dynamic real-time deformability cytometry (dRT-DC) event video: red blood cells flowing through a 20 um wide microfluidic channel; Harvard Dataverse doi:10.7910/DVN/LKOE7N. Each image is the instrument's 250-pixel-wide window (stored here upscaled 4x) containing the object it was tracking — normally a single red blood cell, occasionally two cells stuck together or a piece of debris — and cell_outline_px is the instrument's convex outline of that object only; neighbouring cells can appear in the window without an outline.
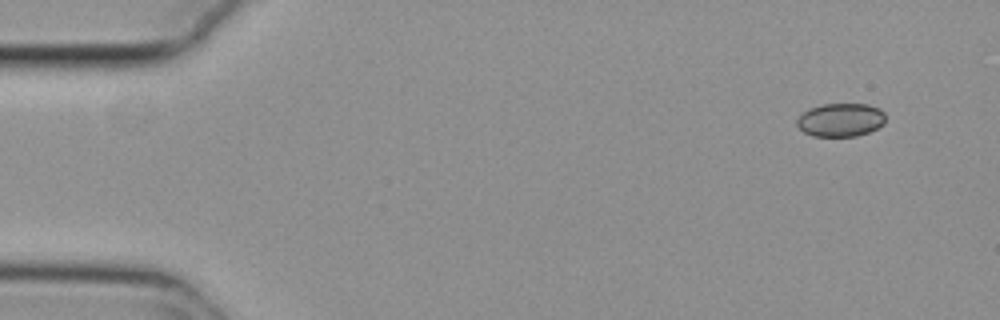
{"species": "common noctule bat (a hibernating species)", "species_latin": "Nyctalus noctula", "temperature_condition": "cold", "stored_images_in_passage": 52, "camera_frame_rate_fps": 3000, "um_per_image_px": 0.085, "animal": {"sex": "female", "body_mass_g": 29.2, "forearm_length_mm": 56.3}, "frame": {"image": 1, "passage_image": 1, "time_ms": 0.0, "image_size_px": [1000, 320], "cell_outline_px": [[884, 124], [868, 132], [856, 136], [812, 136], [804, 132], [796, 124], [796, 120], [808, 108], [824, 104], [868, 104], [880, 108], [884, 112]], "centroid_in_image_um": [71.45, 10.18], "position_along_channel_um": 13.5, "area_um2": 17.22}}
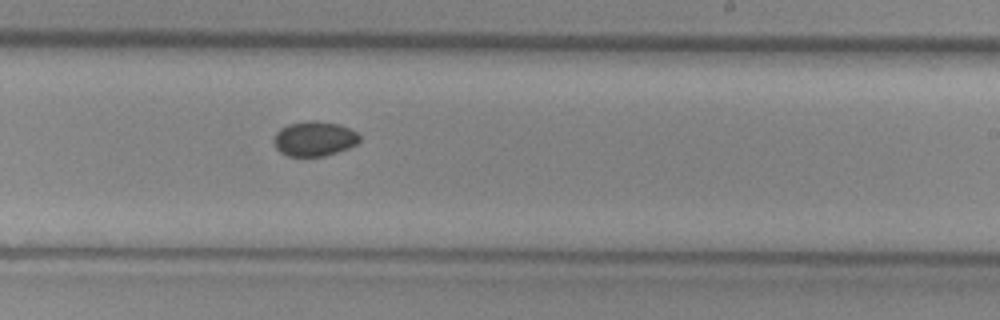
{"frame": {"image": 2, "passage_image": 30, "time_ms": 9.667, "image_size_px": [1000, 320], "cell_outline_px": [[360, 140], [356, 144], [348, 148], [324, 156], [288, 156], [280, 152], [276, 148], [272, 140], [276, 132], [280, 128], [288, 124], [308, 120], [316, 120], [340, 124], [356, 132], [360, 136]], "centroid_in_image_um": [26.69, 11.78], "position_along_channel_um": 262.3, "area_um2": 17.51}}
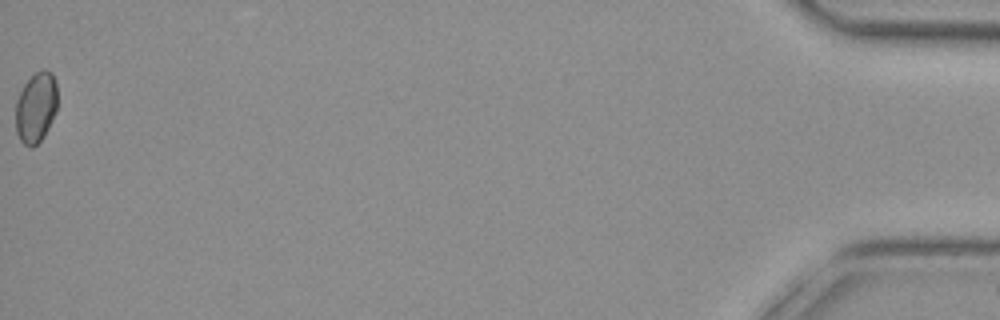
{"frame": {"image": 3, "passage_image": 52, "time_ms": 17.0, "image_size_px": [1000, 320], "cell_outline_px": [[56, 112], [44, 136], [32, 148], [24, 144], [20, 140], [16, 132], [16, 100], [24, 84], [36, 72], [44, 68], [52, 72], [56, 84]], "centroid_in_image_um": [3.05, 9.13], "position_along_channel_um": 432.1, "area_um2": 17.11}}